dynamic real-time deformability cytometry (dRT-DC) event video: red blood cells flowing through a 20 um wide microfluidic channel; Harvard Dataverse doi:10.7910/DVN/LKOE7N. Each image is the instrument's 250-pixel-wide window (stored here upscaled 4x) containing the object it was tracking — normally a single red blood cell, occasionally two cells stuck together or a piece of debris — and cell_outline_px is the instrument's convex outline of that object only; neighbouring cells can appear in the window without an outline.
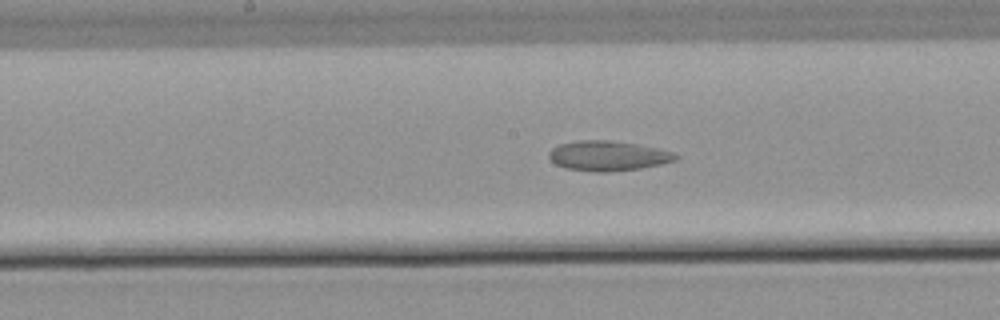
{"species": "common noctule bat (a hibernating species)", "species_latin": "Nyctalus noctula", "temperature_condition": "warm", "stored_images_in_passage": 45, "segment_of_instrument_passage": [1, 2], "camera_frame_rate_fps": 3000, "um_per_image_px": 0.085, "animal": {"sex": "male", "body_mass_g": 21.5, "forearm_length_mm": 52.0}, "frame": {"image": 1, "passage_image": 23, "time_ms": 7.333, "image_size_px": [1000, 320], "cell_outline_px": [[680, 156], [676, 160], [660, 164], [640, 168], [608, 172], [596, 172], [564, 168], [556, 164], [548, 156], [548, 152], [552, 148], [560, 144], [580, 140], [608, 140], [636, 144], [656, 148], [672, 152]], "centroid_in_image_um": [51.66, 13.25], "position_along_channel_um": 196.5, "area_um2": 21.96}}
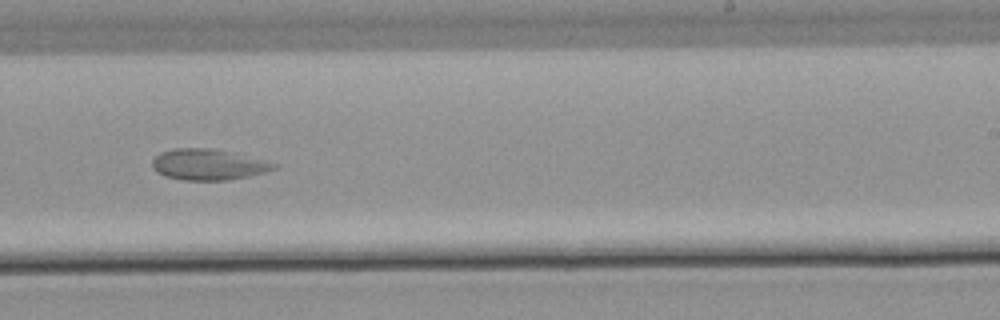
{"frame": {"image": 2, "passage_image": 29, "time_ms": 9.333, "image_size_px": [1000, 320], "cell_outline_px": [[276, 168], [264, 172], [248, 176], [228, 180], [184, 180], [164, 176], [156, 172], [152, 168], [152, 160], [160, 152], [172, 148], [212, 148], [232, 152], [276, 164]], "centroid_in_image_um": [17.62, 13.98], "position_along_channel_um": 271.4, "area_um2": 21.79}}
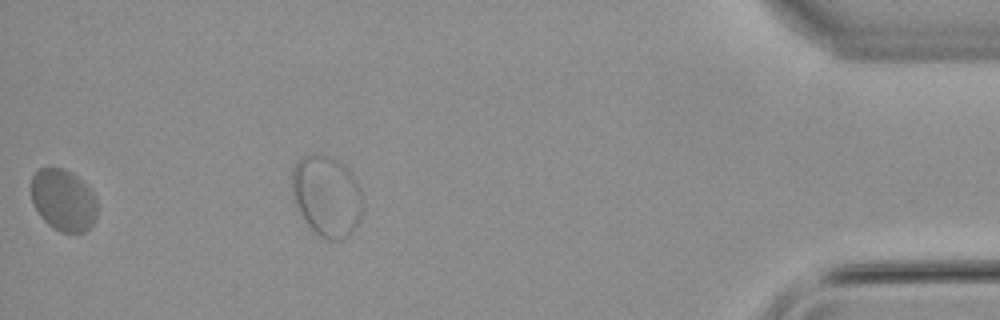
{"frame": {"image": 3, "passage_image": 44, "time_ms": 14.333, "image_size_px": [1000, 320], "cell_outline_px": [[96, 220], [84, 232], [60, 232], [48, 224], [40, 216], [32, 204], [32, 176], [40, 168], [48, 164], [64, 168], [76, 176], [96, 196]], "centroid_in_image_um": [5.36, 16.98], "position_along_channel_um": 429.8, "area_um2": 23.93}}